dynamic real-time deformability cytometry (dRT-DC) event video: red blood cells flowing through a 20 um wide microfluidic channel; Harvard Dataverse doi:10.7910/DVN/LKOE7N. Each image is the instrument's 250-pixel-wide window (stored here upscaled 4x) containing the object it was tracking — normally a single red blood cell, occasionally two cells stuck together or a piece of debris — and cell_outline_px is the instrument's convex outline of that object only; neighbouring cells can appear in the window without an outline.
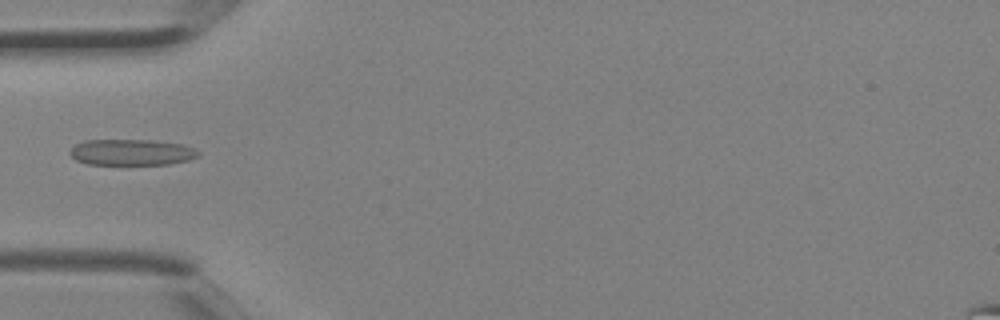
{"species": "Egyptian fruit bat (a non-hibernating species)", "species_latin": "Rousettus aegyptiacus", "temperature_condition": "room temperature", "stored_images_in_passage": 4, "camera_frame_rate_fps": 3000, "um_per_image_px": 0.085, "animal": {"sex": "female"}, "frame": {"image": 1, "passage_image": 4, "time_ms": 1.0, "image_size_px": [1000, 320], "cell_outline_px": [[200, 156], [188, 160], [168, 164], [88, 164], [76, 160], [68, 152], [76, 144], [84, 140], [152, 140], [184, 144], [196, 148], [200, 152]], "centroid_in_image_um": [11.23, 12.93], "position_along_channel_um": 73.8, "area_um2": 19.59}}